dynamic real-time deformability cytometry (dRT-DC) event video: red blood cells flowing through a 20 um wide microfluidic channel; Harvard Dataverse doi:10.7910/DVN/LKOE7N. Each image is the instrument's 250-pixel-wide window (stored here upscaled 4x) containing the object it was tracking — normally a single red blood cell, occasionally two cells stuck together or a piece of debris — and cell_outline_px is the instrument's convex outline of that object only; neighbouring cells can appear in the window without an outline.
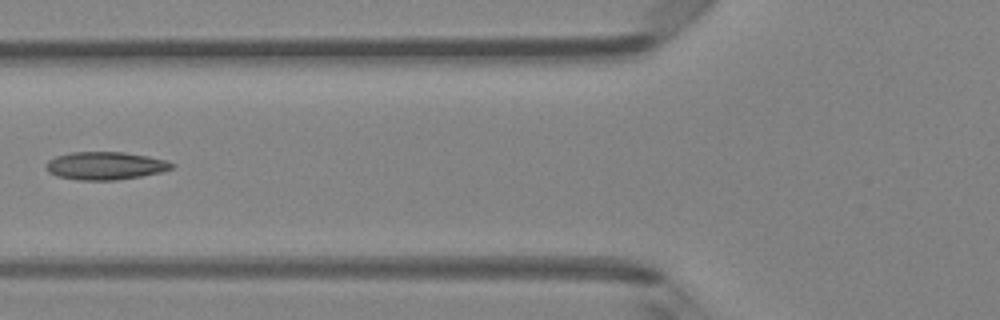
{"species": "Egyptian fruit bat (a non-hibernating species)", "species_latin": "Rousettus aegyptiacus", "temperature_condition": "room temperature", "stored_images_in_passage": 4, "camera_frame_rate_fps": 3000, "um_per_image_px": 0.085, "animal": {"sex": "female"}, "frame": {"image": 1, "passage_image": 4, "time_ms": 1.0, "image_size_px": [1000, 320], "cell_outline_px": [[176, 164], [172, 168], [160, 172], [140, 176], [116, 180], [76, 180], [56, 176], [48, 172], [44, 168], [44, 164], [48, 160], [56, 156], [68, 152], [124, 152], [148, 156], [164, 160]], "centroid_in_image_um": [8.88, 14.08], "position_along_channel_um": 116.9, "area_um2": 20.58}}